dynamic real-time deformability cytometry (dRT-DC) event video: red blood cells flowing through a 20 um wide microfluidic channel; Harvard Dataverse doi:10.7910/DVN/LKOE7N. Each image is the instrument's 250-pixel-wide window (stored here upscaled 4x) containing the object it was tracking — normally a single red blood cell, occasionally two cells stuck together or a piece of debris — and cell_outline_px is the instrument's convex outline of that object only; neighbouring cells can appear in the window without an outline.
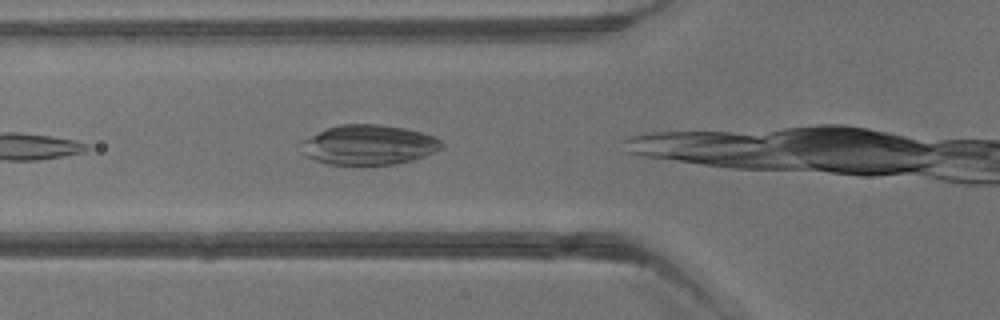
{"species": "common noctule bat (a hibernating species)", "species_latin": "Nyctalus noctula", "temperature_condition": "warm", "stored_images_in_passage": 4, "camera_frame_rate_fps": 3000, "um_per_image_px": 0.085, "animal": {"sex": "male", "body_mass_g": 13.3}, "frame": {"image": 1, "passage_image": 3, "time_ms": 2.333, "image_size_px": [1000, 320], "cell_outline_px": [[444, 144], [440, 148], [424, 156], [412, 160], [396, 164], [328, 164], [304, 156], [300, 140], [328, 128], [340, 124], [376, 124], [404, 128], [436, 136]], "centroid_in_image_um": [31.32, 12.3], "position_along_channel_um": 94.5, "area_um2": 32.43}}